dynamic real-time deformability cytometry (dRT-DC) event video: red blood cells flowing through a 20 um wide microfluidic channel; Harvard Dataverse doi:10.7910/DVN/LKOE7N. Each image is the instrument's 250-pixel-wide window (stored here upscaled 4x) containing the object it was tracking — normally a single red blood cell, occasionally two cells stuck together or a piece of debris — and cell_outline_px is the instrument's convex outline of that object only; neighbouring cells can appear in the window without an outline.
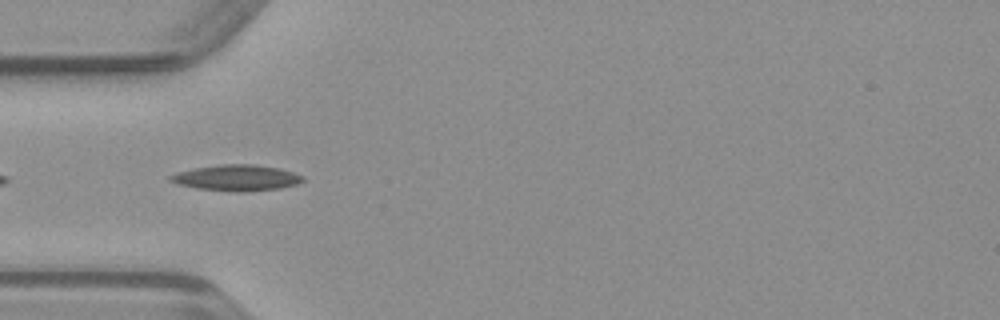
{"species": "common noctule bat (a hibernating species)", "species_latin": "Nyctalus noctula", "temperature_condition": "warm", "stored_images_in_passage": 20, "camera_frame_rate_fps": 3000, "um_per_image_px": 0.085, "animal": {"sex": "male", "body_mass_g": 23.1, "forearm_length_mm": 52.7}, "frame": {"image": 1, "passage_image": 15, "time_ms": 4.667, "image_size_px": [1000, 320], "cell_outline_px": [[304, 180], [296, 184], [280, 188], [244, 192], [240, 192], [196, 188], [176, 184], [168, 180], [168, 176], [176, 172], [192, 168], [220, 164], [252, 164], [276, 168], [292, 172], [304, 176]], "centroid_in_image_um": [20.04, 15.11], "position_along_channel_um": 65.0, "area_um2": 20.06}}